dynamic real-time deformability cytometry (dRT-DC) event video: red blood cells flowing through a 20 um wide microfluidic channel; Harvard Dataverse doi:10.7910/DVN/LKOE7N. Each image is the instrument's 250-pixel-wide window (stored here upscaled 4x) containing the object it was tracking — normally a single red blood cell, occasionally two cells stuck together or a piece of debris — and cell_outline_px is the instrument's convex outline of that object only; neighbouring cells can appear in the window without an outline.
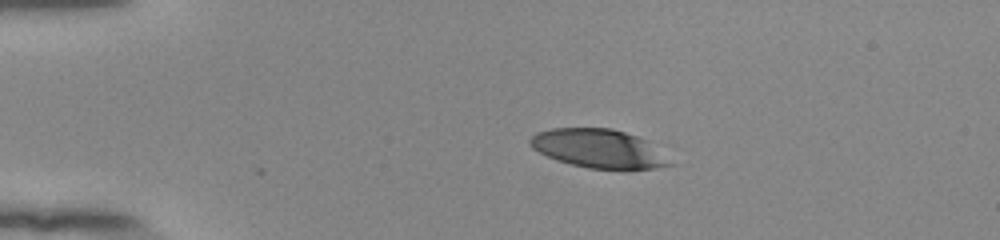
{"species": "human", "species_latin": "Homo sapiens", "temperature_condition": "room temperature", "stored_images_in_passage": 43, "camera_frame_rate_fps": 3000, "um_per_image_px": 0.085, "donor": {"sex": "female"}, "frame": {"image": 1, "passage_image": 1, "time_ms": 0.0, "image_size_px": [1000, 240], "cell_outline_px": [[676, 164], [656, 168], [588, 168], [556, 160], [532, 148], [528, 144], [528, 140], [536, 132], [552, 128], [612, 128], [636, 136], [644, 140]], "centroid_in_image_um": [50.82, 12.62], "position_along_channel_um": 34.2, "area_um2": 30.98}}
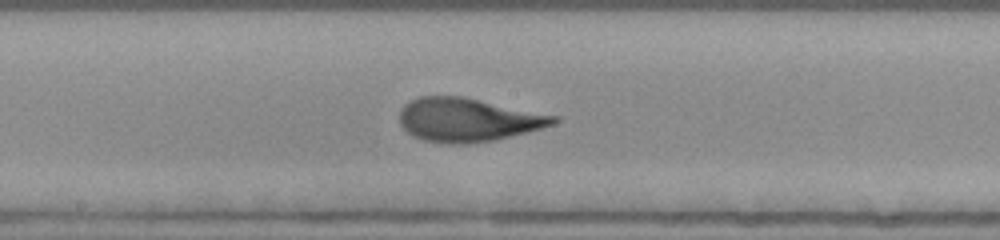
{"frame": {"image": 2, "passage_image": 19, "time_ms": 6.0, "image_size_px": [1000, 240], "cell_outline_px": [[560, 120], [552, 124], [540, 128], [496, 140], [464, 144], [448, 144], [424, 140], [412, 136], [400, 124], [400, 112], [404, 104], [420, 96], [460, 96], [560, 116]], "centroid_in_image_um": [39.76, 10.19], "position_along_channel_um": 208.4, "area_um2": 38.9}}
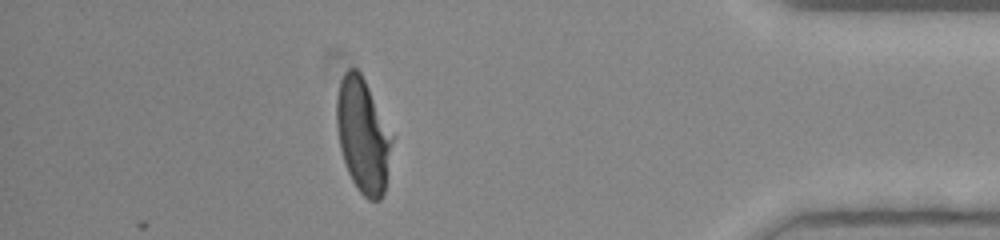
{"frame": {"image": 3, "passage_image": 37, "time_ms": 12.0, "image_size_px": [1000, 240], "cell_outline_px": [[392, 140], [384, 192], [380, 200], [368, 200], [356, 188], [348, 172], [340, 148], [336, 128], [336, 96], [340, 80], [344, 72], [348, 68], [356, 68], [360, 72], [392, 136]], "centroid_in_image_um": [30.8, 11.51], "position_along_channel_um": 404.4, "area_um2": 36.3}, "authors_computed_cell_mechanics": {"area_um2": 38.0902, "velocity_mm_per_s": 3.8918, "shape_relaxation_time_tau1_ms": 4.3762, "shape_relaxation_time_tau2_ms": 0.9287, "deformation_change_tau1": 0.2338, "deformation_change_tau2": 0.0918}}